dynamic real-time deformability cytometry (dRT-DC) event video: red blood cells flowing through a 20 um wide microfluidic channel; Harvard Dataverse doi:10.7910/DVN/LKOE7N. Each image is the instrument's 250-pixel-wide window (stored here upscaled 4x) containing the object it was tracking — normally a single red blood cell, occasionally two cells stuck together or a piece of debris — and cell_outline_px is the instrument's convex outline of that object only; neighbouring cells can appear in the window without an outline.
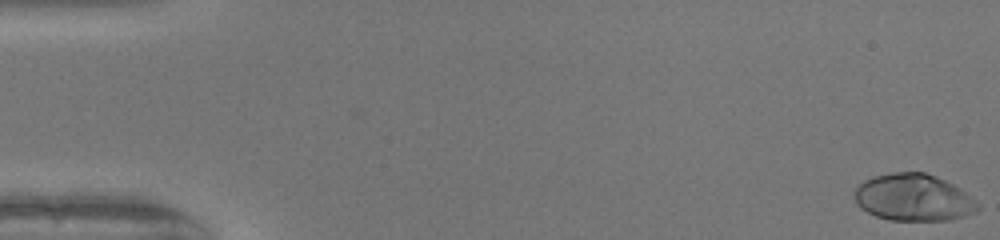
{"species": "human", "species_latin": "Homo sapiens", "temperature_condition": "warm", "stored_images_in_passage": 52, "camera_frame_rate_fps": 3000, "um_per_image_px": 0.085, "donor": {"sex": "female"}, "frame": {"image": 1, "passage_image": 1, "time_ms": 0.0, "image_size_px": [1000, 240], "cell_outline_px": [[980, 208], [976, 212], [948, 220], [888, 220], [876, 216], [860, 208], [856, 204], [852, 192], [864, 180], [872, 176], [892, 172], [924, 172], [936, 176], [960, 188], [976, 200]], "centroid_in_image_um": [77.61, 16.78], "position_along_channel_um": 7.4, "area_um2": 33.93}}
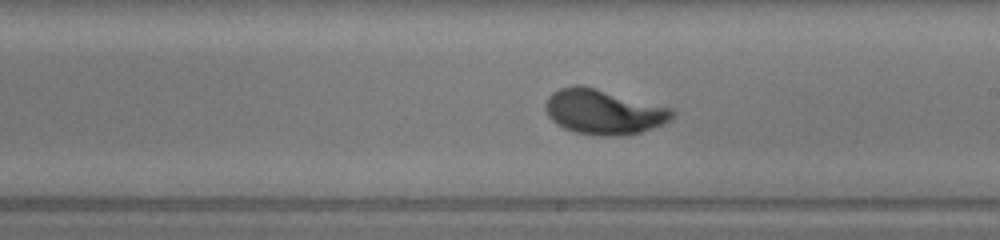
{"frame": {"image": 2, "passage_image": 30, "time_ms": 9.667, "image_size_px": [1000, 240], "cell_outline_px": [[676, 116], [672, 120], [664, 124], [640, 132], [620, 136], [600, 136], [576, 132], [564, 128], [556, 124], [548, 116], [544, 108], [544, 104], [548, 96], [552, 92], [560, 88], [576, 84], [580, 84], [672, 108], [676, 112]], "centroid_in_image_um": [51.31, 9.51], "position_along_channel_um": 237.7, "area_um2": 33.47}}
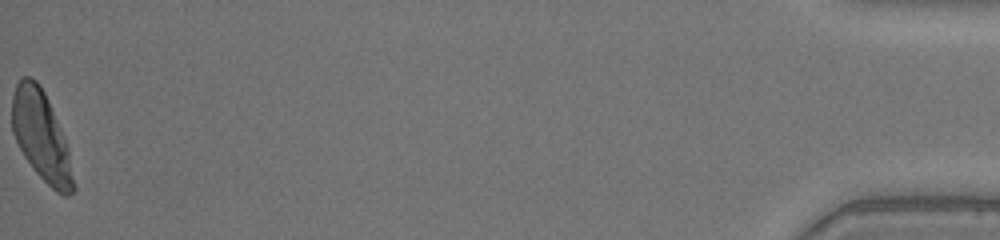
{"frame": {"image": 3, "passage_image": 52, "time_ms": 17.0, "image_size_px": [1000, 240], "cell_outline_px": [[76, 188], [68, 196], [64, 196], [56, 192], [36, 172], [24, 156], [12, 132], [12, 96], [16, 84], [20, 76], [32, 76], [36, 80], [44, 92], [48, 100], [68, 148], [76, 184]], "centroid_in_image_um": [3.51, 11.57], "position_along_channel_um": 431.7, "area_um2": 31.96}, "authors_computed_cell_mechanics": {"area_um2": 31.6744, "velocity_mm_per_s": 4.068, "shape_relaxation_time_tau1_ms": 2.5488, "shape_relaxation_time_tau2_ms": null, "deformation_change_tau1": 0.1615, "deformation_change_tau2": null}}